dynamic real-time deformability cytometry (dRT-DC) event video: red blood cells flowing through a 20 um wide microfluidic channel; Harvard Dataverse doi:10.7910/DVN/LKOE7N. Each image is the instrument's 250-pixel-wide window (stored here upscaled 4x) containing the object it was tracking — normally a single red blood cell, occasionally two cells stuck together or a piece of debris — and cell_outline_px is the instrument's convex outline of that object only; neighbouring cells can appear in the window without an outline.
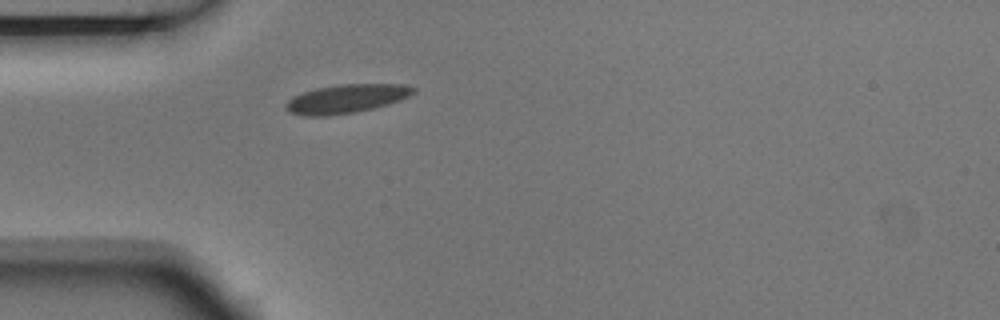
{"species": "Egyptian fruit bat (a non-hibernating species)", "species_latin": "Rousettus aegyptiacus", "temperature_condition": "room temperature", "stored_images_in_passage": 1, "camera_frame_rate_fps": 3000, "um_per_image_px": 0.085, "animal": {"sex": "male"}, "frame": {"image": 1, "passage_image": 1, "time_ms": 0.0, "image_size_px": [1000, 320], "cell_outline_px": [[416, 92], [400, 100], [388, 104], [356, 112], [328, 116], [304, 116], [288, 112], [284, 108], [284, 104], [292, 96], [316, 88], [340, 84], [408, 84], [416, 88]], "centroid_in_image_um": [29.42, 8.39], "position_along_channel_um": 55.6, "area_um2": 21.56}}